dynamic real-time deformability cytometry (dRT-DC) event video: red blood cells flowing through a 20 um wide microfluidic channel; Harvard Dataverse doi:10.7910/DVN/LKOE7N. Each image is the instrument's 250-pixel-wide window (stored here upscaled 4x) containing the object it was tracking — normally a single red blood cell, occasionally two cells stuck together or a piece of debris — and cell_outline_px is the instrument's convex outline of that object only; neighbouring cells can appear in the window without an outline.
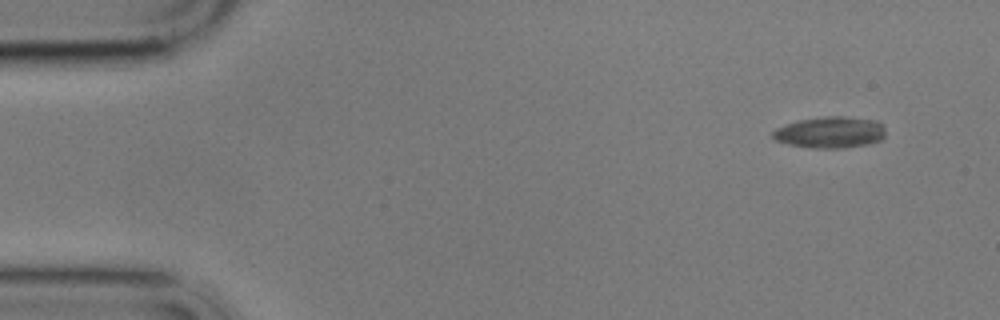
{"species": "common noctule bat (a hibernating species)", "species_latin": "Nyctalus noctula", "temperature_condition": "cold", "stored_images_in_passage": 3, "camera_frame_rate_fps": 3000, "um_per_image_px": 0.085, "animal": {"sex": "male", "body_mass_g": 17.9}, "frame": {"image": 1, "passage_image": 1, "time_ms": 0.0, "image_size_px": [1000, 320], "cell_outline_px": [[884, 136], [880, 140], [868, 144], [840, 148], [816, 148], [788, 144], [776, 140], [772, 136], [772, 132], [776, 128], [796, 120], [824, 116], [844, 116], [876, 120], [884, 124]], "centroid_in_image_um": [70.57, 11.23], "position_along_channel_um": 14.4, "area_um2": 20.69}}
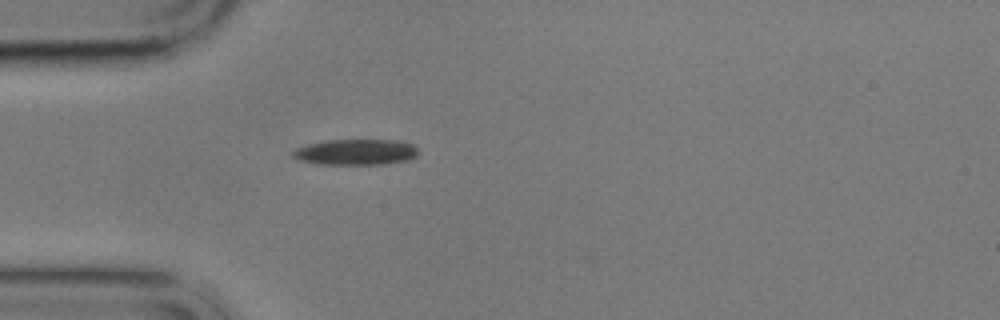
{"frame": {"image": 2, "passage_image": 3, "time_ms": 4.0, "image_size_px": [1000, 320], "cell_outline_px": [[416, 156], [408, 160], [384, 164], [320, 164], [300, 160], [292, 156], [292, 152], [296, 148], [308, 144], [328, 140], [396, 140], [412, 144], [416, 148]], "centroid_in_image_um": [30.23, 12.92], "position_along_channel_um": 54.8, "area_um2": 18.67}}